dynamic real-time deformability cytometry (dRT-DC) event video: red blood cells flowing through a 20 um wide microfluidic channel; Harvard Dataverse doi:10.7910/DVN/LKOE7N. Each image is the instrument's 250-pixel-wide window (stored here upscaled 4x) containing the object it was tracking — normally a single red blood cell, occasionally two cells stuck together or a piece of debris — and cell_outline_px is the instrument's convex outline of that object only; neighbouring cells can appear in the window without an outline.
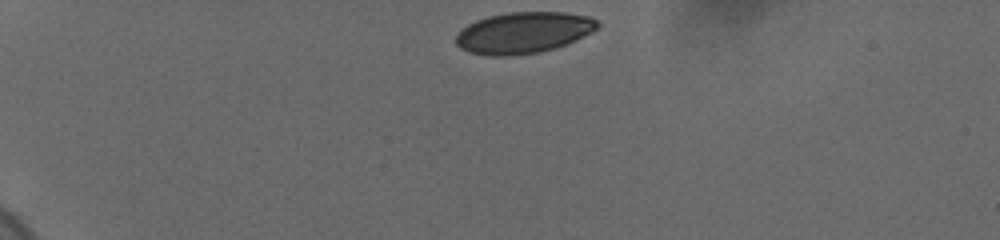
{"species": "human", "species_latin": "Homo sapiens", "temperature_condition": "cold", "stored_images_in_passage": 15, "camera_frame_rate_fps": 3000, "um_per_image_px": 0.085, "donor": {"sex": "female"}, "frame": {"image": 1, "passage_image": 1, "time_ms": 0.0, "image_size_px": [1000, 240], "cell_outline_px": [[600, 24], [592, 32], [568, 44], [556, 48], [540, 52], [508, 56], [488, 56], [468, 52], [460, 48], [456, 44], [456, 32], [468, 24], [476, 20], [488, 16], [508, 12], [564, 12], [588, 16], [596, 20]], "centroid_in_image_um": [44.47, 2.78], "position_along_channel_um": 40.5, "area_um2": 34.33}}
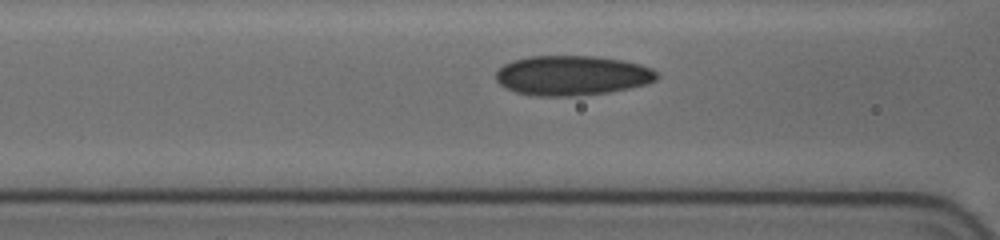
{"frame": {"image": 2, "passage_image": 11, "time_ms": 4.0, "image_size_px": [1000, 240], "cell_outline_px": [[660, 76], [656, 80], [648, 84], [608, 92], [580, 96], [536, 96], [516, 92], [504, 88], [496, 80], [496, 72], [504, 64], [512, 60], [528, 56], [596, 56], [624, 60], [640, 64], [652, 68]], "centroid_in_image_um": [48.64, 6.41], "position_along_channel_um": 118.0, "area_um2": 37.69}}
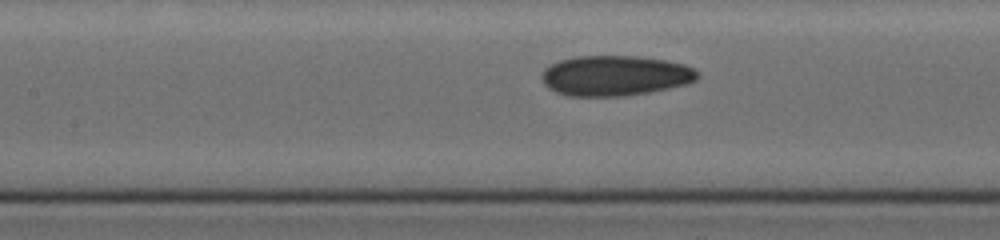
{"frame": {"image": 3, "passage_image": 13, "time_ms": 5.0, "image_size_px": [1000, 240], "cell_outline_px": [[700, 76], [696, 80], [688, 84], [648, 92], [624, 96], [568, 96], [556, 92], [548, 88], [544, 84], [540, 76], [540, 72], [544, 68], [560, 60], [576, 56], [636, 56], [668, 60], [684, 64], [700, 72]], "centroid_in_image_um": [52.28, 6.43], "position_along_channel_um": 155.1, "area_um2": 36.88}}